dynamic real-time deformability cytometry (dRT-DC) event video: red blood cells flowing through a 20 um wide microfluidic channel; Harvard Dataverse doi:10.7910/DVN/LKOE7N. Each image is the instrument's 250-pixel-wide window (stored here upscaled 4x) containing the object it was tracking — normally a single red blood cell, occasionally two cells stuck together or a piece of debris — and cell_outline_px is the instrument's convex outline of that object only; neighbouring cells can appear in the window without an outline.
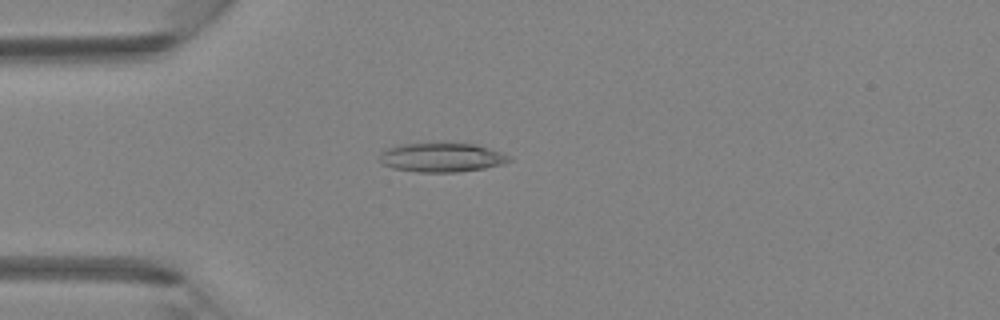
{"species": "Egyptian fruit bat (a non-hibernating species)", "species_latin": "Rousettus aegyptiacus", "temperature_condition": "room temperature", "stored_images_in_passage": 3, "camera_frame_rate_fps": 3000, "um_per_image_px": 0.085, "animal": {"sex": "female"}, "frame": {"image": 1, "passage_image": 3, "time_ms": 0.667, "image_size_px": [1000, 320], "cell_outline_px": [[512, 160], [504, 164], [484, 168], [456, 172], [420, 172], [392, 168], [384, 164], [380, 160], [380, 152], [388, 148], [400, 144], [476, 144], [512, 156]], "centroid_in_image_um": [37.57, 13.39], "position_along_channel_um": 47.4, "area_um2": 21.73}}